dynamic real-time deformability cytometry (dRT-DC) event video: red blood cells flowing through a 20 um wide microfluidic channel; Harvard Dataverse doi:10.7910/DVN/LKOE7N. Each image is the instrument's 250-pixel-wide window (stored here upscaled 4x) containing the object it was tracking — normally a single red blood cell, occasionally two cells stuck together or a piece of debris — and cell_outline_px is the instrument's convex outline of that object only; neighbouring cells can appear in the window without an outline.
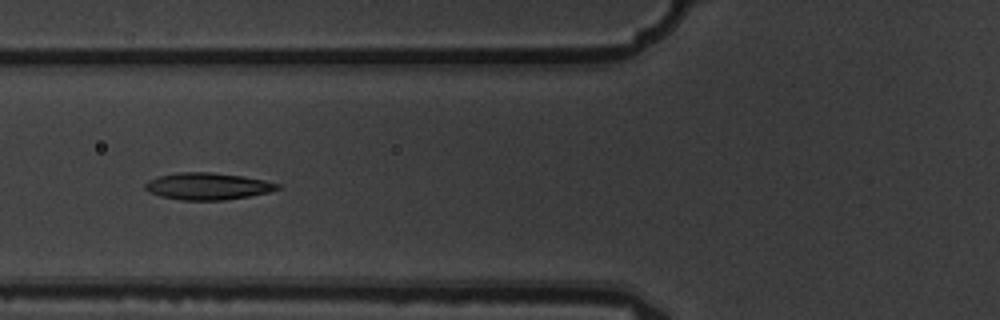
{"species": "common noctule bat (a hibernating species)", "species_latin": "Nyctalus noctula", "temperature_condition": "warm", "stored_images_in_passage": 8, "camera_frame_rate_fps": 3000, "um_per_image_px": 0.085, "animal": {"sex": "male", "body_mass_g": 19.5, "forearm_length_mm": 54.6}, "frame": {"image": 1, "passage_image": 6, "time_ms": 1.667, "image_size_px": [1000, 320], "cell_outline_px": [[280, 188], [268, 192], [248, 196], [224, 200], [180, 200], [160, 196], [144, 188], [144, 184], [148, 180], [160, 176], [176, 172], [212, 172], [244, 176], [264, 180], [280, 184]], "centroid_in_image_um": [17.64, 15.82], "position_along_channel_um": 108.2, "area_um2": 20.69}}
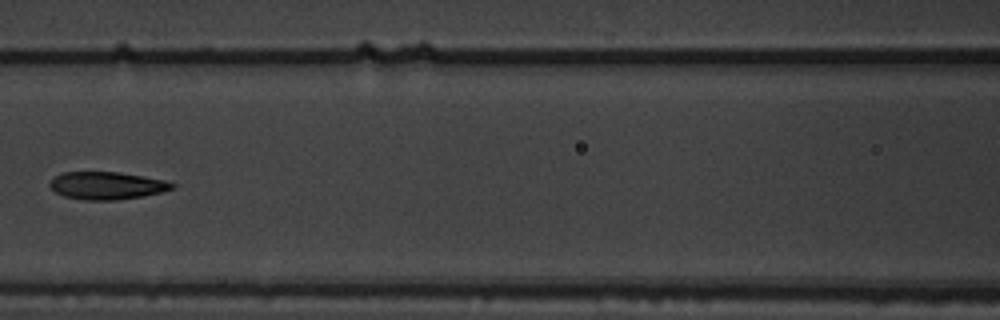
{"frame": {"image": 2, "passage_image": 7, "time_ms": 2.0, "image_size_px": [1000, 320], "cell_outline_px": [[176, 188], [144, 196], [116, 200], [84, 200], [64, 196], [56, 192], [48, 184], [56, 176], [64, 172], [120, 172], [144, 176], [164, 180], [176, 184]], "centroid_in_image_um": [9.12, 15.77], "position_along_channel_um": 157.5, "area_um2": 19.65}}
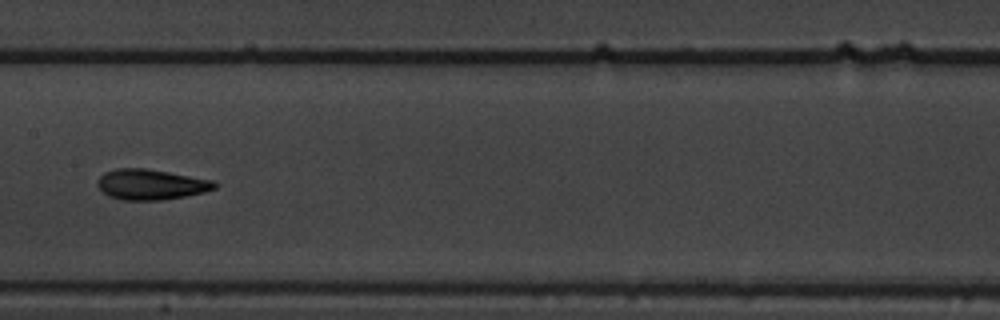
{"frame": {"image": 3, "passage_image": 8, "time_ms": 2.333, "image_size_px": [1000, 320], "cell_outline_px": [[220, 184], [216, 188], [204, 192], [184, 196], [160, 200], [120, 200], [108, 196], [96, 184], [100, 176], [104, 172], [116, 168], [144, 168], [216, 180]], "centroid_in_image_um": [12.85, 15.67], "position_along_channel_um": 194.5, "area_um2": 20.92}}